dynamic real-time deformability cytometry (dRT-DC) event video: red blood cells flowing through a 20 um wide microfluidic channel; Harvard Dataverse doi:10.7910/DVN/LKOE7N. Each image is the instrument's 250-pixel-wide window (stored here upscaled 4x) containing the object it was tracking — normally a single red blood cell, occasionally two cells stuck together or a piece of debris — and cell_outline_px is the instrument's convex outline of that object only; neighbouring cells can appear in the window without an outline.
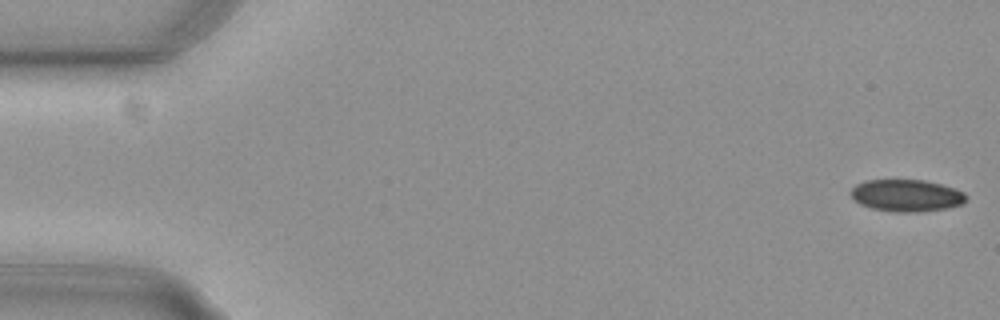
{"species": "common noctule bat (a hibernating species)", "species_latin": "Nyctalus noctula", "temperature_condition": "cold", "stored_images_in_passage": 48, "camera_frame_rate_fps": 3000, "um_per_image_px": 0.085, "animal": {"sex": "female", "body_mass_g": 29.2, "forearm_length_mm": 56.3}, "frame": {"image": 1, "passage_image": 1, "time_ms": 0.0, "image_size_px": [1000, 320], "cell_outline_px": [[964, 200], [960, 204], [944, 208], [920, 212], [892, 212], [872, 208], [860, 204], [848, 192], [856, 184], [864, 180], [924, 180], [940, 184], [964, 192]], "centroid_in_image_um": [76.98, 16.61], "position_along_channel_um": 8.0, "area_um2": 21.27}}
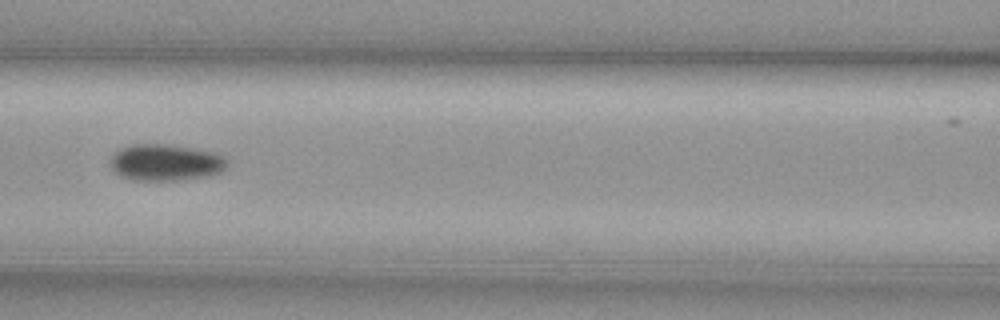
{"frame": {"image": 2, "passage_image": 24, "time_ms": 7.667, "image_size_px": [1000, 320], "cell_outline_px": [[228, 164], [220, 172], [208, 176], [180, 180], [132, 180], [120, 176], [112, 168], [112, 156], [120, 148], [132, 144], [164, 144], [192, 148], [216, 152], [224, 156], [228, 160]], "centroid_in_image_um": [14.11, 13.81], "position_along_channel_um": 152.5, "area_um2": 24.85}}
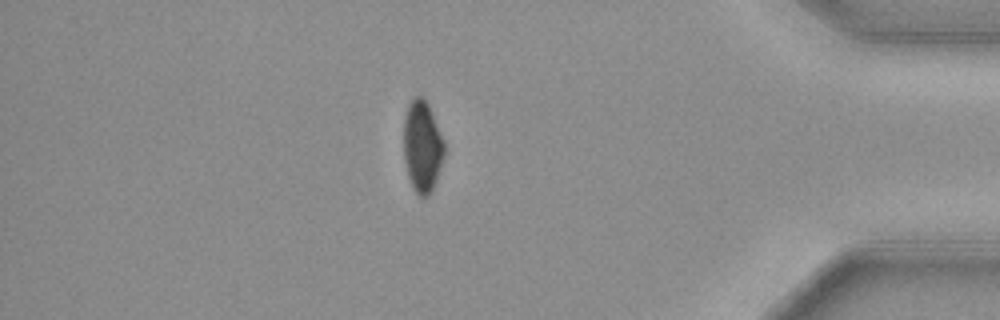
{"frame": {"image": 3, "passage_image": 47, "time_ms": 15.333, "image_size_px": [1000, 320], "cell_outline_px": [[444, 156], [432, 192], [428, 196], [420, 196], [412, 188], [408, 176], [404, 160], [404, 116], [408, 104], [412, 96], [420, 96], [428, 104], [444, 140]], "centroid_in_image_um": [35.88, 12.45], "position_along_channel_um": 399.3, "area_um2": 21.73}}